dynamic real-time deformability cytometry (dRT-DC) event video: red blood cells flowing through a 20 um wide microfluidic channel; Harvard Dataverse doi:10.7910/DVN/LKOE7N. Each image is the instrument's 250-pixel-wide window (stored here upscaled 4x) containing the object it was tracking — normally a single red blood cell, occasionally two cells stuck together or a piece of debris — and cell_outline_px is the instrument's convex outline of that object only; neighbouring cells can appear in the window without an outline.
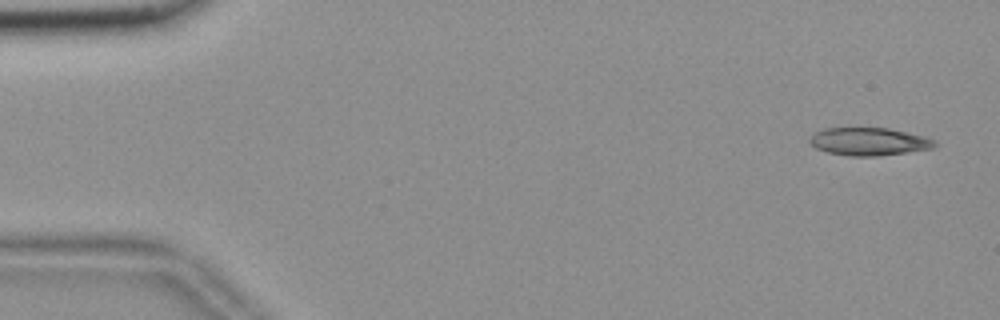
{"species": "common noctule bat (a hibernating species)", "species_latin": "Nyctalus noctula", "temperature_condition": "room temperature", "stored_images_in_passage": 53, "camera_frame_rate_fps": 3000, "um_per_image_px": 0.085, "animal": {"sex": "female", "body_mass_g": 18.4}, "frame": {"image": 1, "passage_image": 1, "time_ms": 0.0, "image_size_px": [1000, 320], "cell_outline_px": [[936, 148], [876, 156], [848, 156], [828, 152], [816, 148], [808, 140], [816, 132], [824, 128], [888, 128], [924, 136], [936, 140]], "centroid_in_image_um": [73.89, 12.03], "position_along_channel_um": 11.1, "area_um2": 20.17}}
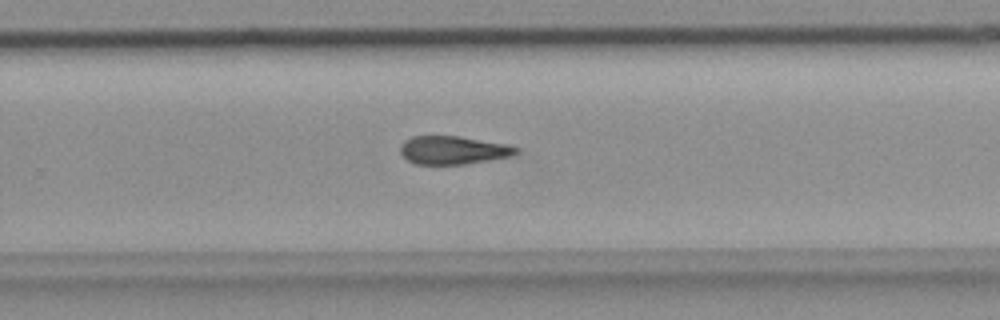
{"frame": {"image": 2, "passage_image": 34, "time_ms": 11.0, "image_size_px": [1000, 320], "cell_outline_px": [[520, 148], [516, 152], [508, 156], [488, 160], [464, 164], [416, 164], [408, 160], [400, 152], [400, 144], [404, 140], [412, 136], [460, 136], [508, 144]], "centroid_in_image_um": [38.48, 12.75], "position_along_channel_um": 291.3, "area_um2": 18.96}}
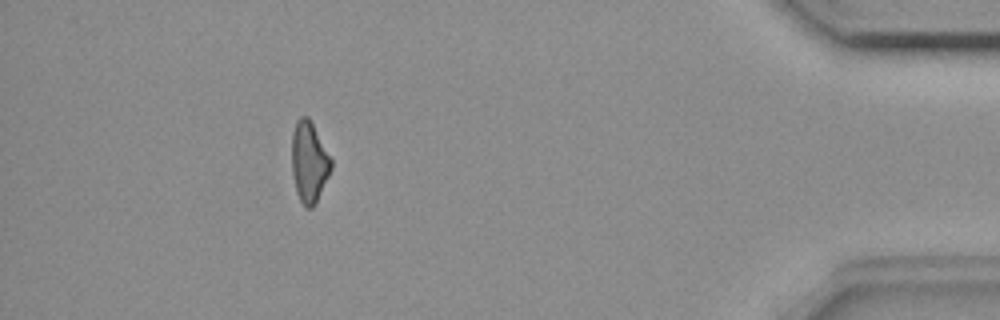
{"frame": {"image": 3, "passage_image": 48, "time_ms": 15.667, "image_size_px": [1000, 320], "cell_outline_px": [[332, 168], [316, 204], [312, 208], [304, 208], [296, 192], [292, 172], [292, 132], [296, 120], [300, 116], [308, 116], [332, 160]], "centroid_in_image_um": [26.26, 13.79], "position_along_channel_um": 408.9, "area_um2": 18.61}}